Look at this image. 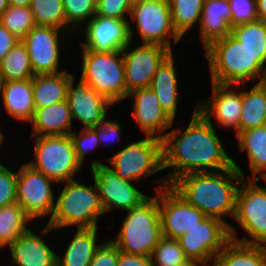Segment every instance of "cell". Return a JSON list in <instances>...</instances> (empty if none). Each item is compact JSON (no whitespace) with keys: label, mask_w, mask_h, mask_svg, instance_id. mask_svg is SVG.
Wrapping results in <instances>:
<instances>
[{"label":"cell","mask_w":266,"mask_h":266,"mask_svg":"<svg viewBox=\"0 0 266 266\" xmlns=\"http://www.w3.org/2000/svg\"><path fill=\"white\" fill-rule=\"evenodd\" d=\"M142 1L143 0H128V2H129V4H130L131 7L134 6V5H136V4L141 3Z\"/></svg>","instance_id":"db71d44e"},{"label":"cell","mask_w":266,"mask_h":266,"mask_svg":"<svg viewBox=\"0 0 266 266\" xmlns=\"http://www.w3.org/2000/svg\"><path fill=\"white\" fill-rule=\"evenodd\" d=\"M129 18V35L133 42L135 30L131 21L135 24L142 43L160 44L173 52L172 44H177L182 39L174 30L169 2L165 0H143L131 7Z\"/></svg>","instance_id":"30bf717a"},{"label":"cell","mask_w":266,"mask_h":266,"mask_svg":"<svg viewBox=\"0 0 266 266\" xmlns=\"http://www.w3.org/2000/svg\"><path fill=\"white\" fill-rule=\"evenodd\" d=\"M246 84L242 90V109L239 132L266 125V95L265 90L255 83L249 91ZM245 89V91H244Z\"/></svg>","instance_id":"4dcf8cb0"},{"label":"cell","mask_w":266,"mask_h":266,"mask_svg":"<svg viewBox=\"0 0 266 266\" xmlns=\"http://www.w3.org/2000/svg\"><path fill=\"white\" fill-rule=\"evenodd\" d=\"M211 83L212 95L205 101L196 103V110L211 124L223 128L235 129L239 133L242 109V90L233 85ZM234 87V88H233ZM214 117L216 123L211 121Z\"/></svg>","instance_id":"ac0fdd59"},{"label":"cell","mask_w":266,"mask_h":266,"mask_svg":"<svg viewBox=\"0 0 266 266\" xmlns=\"http://www.w3.org/2000/svg\"><path fill=\"white\" fill-rule=\"evenodd\" d=\"M261 178L264 180V183L266 184V175H262L258 178L259 181H261Z\"/></svg>","instance_id":"11a10c76"},{"label":"cell","mask_w":266,"mask_h":266,"mask_svg":"<svg viewBox=\"0 0 266 266\" xmlns=\"http://www.w3.org/2000/svg\"><path fill=\"white\" fill-rule=\"evenodd\" d=\"M80 80L113 105L127 98L125 68L122 50L95 52L82 50Z\"/></svg>","instance_id":"8992f818"},{"label":"cell","mask_w":266,"mask_h":266,"mask_svg":"<svg viewBox=\"0 0 266 266\" xmlns=\"http://www.w3.org/2000/svg\"><path fill=\"white\" fill-rule=\"evenodd\" d=\"M0 96L7 114L19 122H30L34 114L32 78L0 81Z\"/></svg>","instance_id":"cb8c5ba5"},{"label":"cell","mask_w":266,"mask_h":266,"mask_svg":"<svg viewBox=\"0 0 266 266\" xmlns=\"http://www.w3.org/2000/svg\"><path fill=\"white\" fill-rule=\"evenodd\" d=\"M74 81L75 76L68 85L66 96L72 121L82 123V129L95 128L107 117V109L115 105L83 81L79 80L77 86Z\"/></svg>","instance_id":"d6986e66"},{"label":"cell","mask_w":266,"mask_h":266,"mask_svg":"<svg viewBox=\"0 0 266 266\" xmlns=\"http://www.w3.org/2000/svg\"><path fill=\"white\" fill-rule=\"evenodd\" d=\"M33 220L16 202L0 207V249H6L31 227Z\"/></svg>","instance_id":"f546056e"},{"label":"cell","mask_w":266,"mask_h":266,"mask_svg":"<svg viewBox=\"0 0 266 266\" xmlns=\"http://www.w3.org/2000/svg\"><path fill=\"white\" fill-rule=\"evenodd\" d=\"M130 12L128 0H97L96 3V15L103 17L129 19Z\"/></svg>","instance_id":"b9f144b4"},{"label":"cell","mask_w":266,"mask_h":266,"mask_svg":"<svg viewBox=\"0 0 266 266\" xmlns=\"http://www.w3.org/2000/svg\"><path fill=\"white\" fill-rule=\"evenodd\" d=\"M212 266H266V246L231 240L214 258Z\"/></svg>","instance_id":"f1b7e54d"},{"label":"cell","mask_w":266,"mask_h":266,"mask_svg":"<svg viewBox=\"0 0 266 266\" xmlns=\"http://www.w3.org/2000/svg\"><path fill=\"white\" fill-rule=\"evenodd\" d=\"M9 5L30 6L32 0H8Z\"/></svg>","instance_id":"c3c4849f"},{"label":"cell","mask_w":266,"mask_h":266,"mask_svg":"<svg viewBox=\"0 0 266 266\" xmlns=\"http://www.w3.org/2000/svg\"><path fill=\"white\" fill-rule=\"evenodd\" d=\"M189 259L184 255L179 241L173 238L162 237L151 255L152 266L184 265Z\"/></svg>","instance_id":"74e56055"},{"label":"cell","mask_w":266,"mask_h":266,"mask_svg":"<svg viewBox=\"0 0 266 266\" xmlns=\"http://www.w3.org/2000/svg\"><path fill=\"white\" fill-rule=\"evenodd\" d=\"M244 171L233 159V167L218 172L188 173L177 178L170 186L190 205L206 216L226 222L234 217L236 193Z\"/></svg>","instance_id":"7a4b0ae2"},{"label":"cell","mask_w":266,"mask_h":266,"mask_svg":"<svg viewBox=\"0 0 266 266\" xmlns=\"http://www.w3.org/2000/svg\"><path fill=\"white\" fill-rule=\"evenodd\" d=\"M122 127L118 120L107 119V117L97 125V136L100 145L106 142H114L121 140Z\"/></svg>","instance_id":"ee69618b"},{"label":"cell","mask_w":266,"mask_h":266,"mask_svg":"<svg viewBox=\"0 0 266 266\" xmlns=\"http://www.w3.org/2000/svg\"><path fill=\"white\" fill-rule=\"evenodd\" d=\"M1 129V127H0ZM5 136L2 132V130H0V147H2V144L4 143V140H5Z\"/></svg>","instance_id":"f5cc1de1"},{"label":"cell","mask_w":266,"mask_h":266,"mask_svg":"<svg viewBox=\"0 0 266 266\" xmlns=\"http://www.w3.org/2000/svg\"><path fill=\"white\" fill-rule=\"evenodd\" d=\"M176 73L174 53L171 52L158 66L149 87L157 96L161 107L174 121L180 103Z\"/></svg>","instance_id":"603a6c76"},{"label":"cell","mask_w":266,"mask_h":266,"mask_svg":"<svg viewBox=\"0 0 266 266\" xmlns=\"http://www.w3.org/2000/svg\"><path fill=\"white\" fill-rule=\"evenodd\" d=\"M231 35L266 67V22L237 25L231 28Z\"/></svg>","instance_id":"1f68e13d"},{"label":"cell","mask_w":266,"mask_h":266,"mask_svg":"<svg viewBox=\"0 0 266 266\" xmlns=\"http://www.w3.org/2000/svg\"><path fill=\"white\" fill-rule=\"evenodd\" d=\"M72 36L71 32L62 29L37 25L27 33L21 41L27 48L34 75L66 71L58 68L61 62V44H65V37L72 39Z\"/></svg>","instance_id":"4fadbf2b"},{"label":"cell","mask_w":266,"mask_h":266,"mask_svg":"<svg viewBox=\"0 0 266 266\" xmlns=\"http://www.w3.org/2000/svg\"><path fill=\"white\" fill-rule=\"evenodd\" d=\"M158 205L162 235L167 238H179L206 217L170 185L158 190Z\"/></svg>","instance_id":"2e32d148"},{"label":"cell","mask_w":266,"mask_h":266,"mask_svg":"<svg viewBox=\"0 0 266 266\" xmlns=\"http://www.w3.org/2000/svg\"><path fill=\"white\" fill-rule=\"evenodd\" d=\"M132 43L130 41L122 50L128 93L135 89L149 88L158 66L172 52L160 44L141 42L132 48Z\"/></svg>","instance_id":"9a60e30c"},{"label":"cell","mask_w":266,"mask_h":266,"mask_svg":"<svg viewBox=\"0 0 266 266\" xmlns=\"http://www.w3.org/2000/svg\"><path fill=\"white\" fill-rule=\"evenodd\" d=\"M204 0H170L169 7L172 24L176 33L182 38L191 31L194 24H199Z\"/></svg>","instance_id":"836d02e7"},{"label":"cell","mask_w":266,"mask_h":266,"mask_svg":"<svg viewBox=\"0 0 266 266\" xmlns=\"http://www.w3.org/2000/svg\"><path fill=\"white\" fill-rule=\"evenodd\" d=\"M72 117L67 100L36 108L30 123L31 136L66 135L73 129Z\"/></svg>","instance_id":"d4e9b609"},{"label":"cell","mask_w":266,"mask_h":266,"mask_svg":"<svg viewBox=\"0 0 266 266\" xmlns=\"http://www.w3.org/2000/svg\"><path fill=\"white\" fill-rule=\"evenodd\" d=\"M155 182L160 183V186L155 187L156 196H147L137 206L127 210L116 239H110L120 252L151 257L154 248L163 237L158 190L168 186V183L164 176Z\"/></svg>","instance_id":"277c9868"},{"label":"cell","mask_w":266,"mask_h":266,"mask_svg":"<svg viewBox=\"0 0 266 266\" xmlns=\"http://www.w3.org/2000/svg\"><path fill=\"white\" fill-rule=\"evenodd\" d=\"M9 6L10 5L8 0H0V17Z\"/></svg>","instance_id":"681fc988"},{"label":"cell","mask_w":266,"mask_h":266,"mask_svg":"<svg viewBox=\"0 0 266 266\" xmlns=\"http://www.w3.org/2000/svg\"><path fill=\"white\" fill-rule=\"evenodd\" d=\"M33 230L30 228L8 247L11 266H56L57 253L43 238L54 229L46 224L38 233Z\"/></svg>","instance_id":"44dd1931"},{"label":"cell","mask_w":266,"mask_h":266,"mask_svg":"<svg viewBox=\"0 0 266 266\" xmlns=\"http://www.w3.org/2000/svg\"><path fill=\"white\" fill-rule=\"evenodd\" d=\"M74 145L77 159L83 163L86 160V154L95 151L99 146L100 142L97 136V126L95 128H86L77 131H71L69 134Z\"/></svg>","instance_id":"f35d334b"},{"label":"cell","mask_w":266,"mask_h":266,"mask_svg":"<svg viewBox=\"0 0 266 266\" xmlns=\"http://www.w3.org/2000/svg\"><path fill=\"white\" fill-rule=\"evenodd\" d=\"M204 50L213 83L241 87L266 77V67L231 34Z\"/></svg>","instance_id":"3957f363"},{"label":"cell","mask_w":266,"mask_h":266,"mask_svg":"<svg viewBox=\"0 0 266 266\" xmlns=\"http://www.w3.org/2000/svg\"><path fill=\"white\" fill-rule=\"evenodd\" d=\"M34 77L26 46L20 40L0 61V81Z\"/></svg>","instance_id":"d6a6232c"},{"label":"cell","mask_w":266,"mask_h":266,"mask_svg":"<svg viewBox=\"0 0 266 266\" xmlns=\"http://www.w3.org/2000/svg\"><path fill=\"white\" fill-rule=\"evenodd\" d=\"M30 8L35 25L55 27L67 32L62 0H32Z\"/></svg>","instance_id":"e575fe53"},{"label":"cell","mask_w":266,"mask_h":266,"mask_svg":"<svg viewBox=\"0 0 266 266\" xmlns=\"http://www.w3.org/2000/svg\"><path fill=\"white\" fill-rule=\"evenodd\" d=\"M119 249L111 241L103 242L95 252L89 266H117Z\"/></svg>","instance_id":"7bdbcfd3"},{"label":"cell","mask_w":266,"mask_h":266,"mask_svg":"<svg viewBox=\"0 0 266 266\" xmlns=\"http://www.w3.org/2000/svg\"><path fill=\"white\" fill-rule=\"evenodd\" d=\"M55 184L53 179L35 170L26 162L17 170L16 201L33 221L48 216L50 220L52 217L56 199L52 185Z\"/></svg>","instance_id":"7c38bea8"},{"label":"cell","mask_w":266,"mask_h":266,"mask_svg":"<svg viewBox=\"0 0 266 266\" xmlns=\"http://www.w3.org/2000/svg\"><path fill=\"white\" fill-rule=\"evenodd\" d=\"M20 40L0 23V61Z\"/></svg>","instance_id":"bcb514c9"},{"label":"cell","mask_w":266,"mask_h":266,"mask_svg":"<svg viewBox=\"0 0 266 266\" xmlns=\"http://www.w3.org/2000/svg\"><path fill=\"white\" fill-rule=\"evenodd\" d=\"M258 182V179H242L239 183L233 217L251 239L239 238L234 225H229V231L233 241L266 246V186Z\"/></svg>","instance_id":"52a82bcc"},{"label":"cell","mask_w":266,"mask_h":266,"mask_svg":"<svg viewBox=\"0 0 266 266\" xmlns=\"http://www.w3.org/2000/svg\"><path fill=\"white\" fill-rule=\"evenodd\" d=\"M178 266H203V265L198 262L189 260L186 264L178 265Z\"/></svg>","instance_id":"f907efd6"},{"label":"cell","mask_w":266,"mask_h":266,"mask_svg":"<svg viewBox=\"0 0 266 266\" xmlns=\"http://www.w3.org/2000/svg\"><path fill=\"white\" fill-rule=\"evenodd\" d=\"M107 160L122 179L136 181L149 178L163 170L162 140L145 136L133 141Z\"/></svg>","instance_id":"9c48e42d"},{"label":"cell","mask_w":266,"mask_h":266,"mask_svg":"<svg viewBox=\"0 0 266 266\" xmlns=\"http://www.w3.org/2000/svg\"><path fill=\"white\" fill-rule=\"evenodd\" d=\"M96 3V0H62L67 32L76 35L75 33L95 16Z\"/></svg>","instance_id":"d590c367"},{"label":"cell","mask_w":266,"mask_h":266,"mask_svg":"<svg viewBox=\"0 0 266 266\" xmlns=\"http://www.w3.org/2000/svg\"><path fill=\"white\" fill-rule=\"evenodd\" d=\"M258 20L266 22V0H256Z\"/></svg>","instance_id":"7dc6e473"},{"label":"cell","mask_w":266,"mask_h":266,"mask_svg":"<svg viewBox=\"0 0 266 266\" xmlns=\"http://www.w3.org/2000/svg\"><path fill=\"white\" fill-rule=\"evenodd\" d=\"M17 172L0 162V207L16 203Z\"/></svg>","instance_id":"60d3db41"},{"label":"cell","mask_w":266,"mask_h":266,"mask_svg":"<svg viewBox=\"0 0 266 266\" xmlns=\"http://www.w3.org/2000/svg\"><path fill=\"white\" fill-rule=\"evenodd\" d=\"M74 76L67 70L56 74L34 75L32 90L35 109L66 100L67 88Z\"/></svg>","instance_id":"4316f807"},{"label":"cell","mask_w":266,"mask_h":266,"mask_svg":"<svg viewBox=\"0 0 266 266\" xmlns=\"http://www.w3.org/2000/svg\"><path fill=\"white\" fill-rule=\"evenodd\" d=\"M99 227L77 228L63 255H56V266H89L95 252Z\"/></svg>","instance_id":"484cf974"},{"label":"cell","mask_w":266,"mask_h":266,"mask_svg":"<svg viewBox=\"0 0 266 266\" xmlns=\"http://www.w3.org/2000/svg\"><path fill=\"white\" fill-rule=\"evenodd\" d=\"M34 137L33 160L26 162L35 170L53 179L57 184L74 180L83 167L76 157L69 134Z\"/></svg>","instance_id":"ba28073f"},{"label":"cell","mask_w":266,"mask_h":266,"mask_svg":"<svg viewBox=\"0 0 266 266\" xmlns=\"http://www.w3.org/2000/svg\"><path fill=\"white\" fill-rule=\"evenodd\" d=\"M85 185L74 180L63 183V189L56 195L55 209L47 225L54 230L99 227V217L105 214L97 185Z\"/></svg>","instance_id":"5b68a950"},{"label":"cell","mask_w":266,"mask_h":266,"mask_svg":"<svg viewBox=\"0 0 266 266\" xmlns=\"http://www.w3.org/2000/svg\"><path fill=\"white\" fill-rule=\"evenodd\" d=\"M183 127L169 130L162 139L163 170L173 168L164 177L168 185L188 173L218 172L233 167V157L225 151L215 126L196 110V104L188 126L184 130Z\"/></svg>","instance_id":"6da1fadb"},{"label":"cell","mask_w":266,"mask_h":266,"mask_svg":"<svg viewBox=\"0 0 266 266\" xmlns=\"http://www.w3.org/2000/svg\"><path fill=\"white\" fill-rule=\"evenodd\" d=\"M229 225L221 219L206 216L177 240L189 260L212 266L217 254L231 241Z\"/></svg>","instance_id":"8fae6325"},{"label":"cell","mask_w":266,"mask_h":266,"mask_svg":"<svg viewBox=\"0 0 266 266\" xmlns=\"http://www.w3.org/2000/svg\"><path fill=\"white\" fill-rule=\"evenodd\" d=\"M236 135L239 149L246 152L252 176L246 179H258L266 172V125L251 128Z\"/></svg>","instance_id":"83f0119b"},{"label":"cell","mask_w":266,"mask_h":266,"mask_svg":"<svg viewBox=\"0 0 266 266\" xmlns=\"http://www.w3.org/2000/svg\"><path fill=\"white\" fill-rule=\"evenodd\" d=\"M231 8V27L258 20L256 0H228Z\"/></svg>","instance_id":"ab89813d"},{"label":"cell","mask_w":266,"mask_h":266,"mask_svg":"<svg viewBox=\"0 0 266 266\" xmlns=\"http://www.w3.org/2000/svg\"><path fill=\"white\" fill-rule=\"evenodd\" d=\"M134 97L132 114L136 124L145 136L163 139L168 130L174 125V120L161 107L157 96L150 88L135 89L127 98Z\"/></svg>","instance_id":"ffe728a7"},{"label":"cell","mask_w":266,"mask_h":266,"mask_svg":"<svg viewBox=\"0 0 266 266\" xmlns=\"http://www.w3.org/2000/svg\"><path fill=\"white\" fill-rule=\"evenodd\" d=\"M264 90L266 95V77L258 83Z\"/></svg>","instance_id":"816d5d0a"},{"label":"cell","mask_w":266,"mask_h":266,"mask_svg":"<svg viewBox=\"0 0 266 266\" xmlns=\"http://www.w3.org/2000/svg\"><path fill=\"white\" fill-rule=\"evenodd\" d=\"M198 26L203 49L231 34V8L228 0H204Z\"/></svg>","instance_id":"7402d4cb"},{"label":"cell","mask_w":266,"mask_h":266,"mask_svg":"<svg viewBox=\"0 0 266 266\" xmlns=\"http://www.w3.org/2000/svg\"><path fill=\"white\" fill-rule=\"evenodd\" d=\"M129 19H116L96 15L86 22L76 34L83 33L82 50L112 52L123 50L131 41ZM83 29V30H82Z\"/></svg>","instance_id":"e0dca14e"},{"label":"cell","mask_w":266,"mask_h":266,"mask_svg":"<svg viewBox=\"0 0 266 266\" xmlns=\"http://www.w3.org/2000/svg\"><path fill=\"white\" fill-rule=\"evenodd\" d=\"M90 166L105 213L116 209L130 210L147 197L133 185V181L118 176L112 166L97 160L90 162Z\"/></svg>","instance_id":"5bb4252c"},{"label":"cell","mask_w":266,"mask_h":266,"mask_svg":"<svg viewBox=\"0 0 266 266\" xmlns=\"http://www.w3.org/2000/svg\"><path fill=\"white\" fill-rule=\"evenodd\" d=\"M117 266H152L151 257L145 255L127 254L119 251Z\"/></svg>","instance_id":"f6af8a7d"},{"label":"cell","mask_w":266,"mask_h":266,"mask_svg":"<svg viewBox=\"0 0 266 266\" xmlns=\"http://www.w3.org/2000/svg\"><path fill=\"white\" fill-rule=\"evenodd\" d=\"M0 23L19 40L35 26L30 6L10 5L1 15Z\"/></svg>","instance_id":"8d00e7d4"}]
</instances>
